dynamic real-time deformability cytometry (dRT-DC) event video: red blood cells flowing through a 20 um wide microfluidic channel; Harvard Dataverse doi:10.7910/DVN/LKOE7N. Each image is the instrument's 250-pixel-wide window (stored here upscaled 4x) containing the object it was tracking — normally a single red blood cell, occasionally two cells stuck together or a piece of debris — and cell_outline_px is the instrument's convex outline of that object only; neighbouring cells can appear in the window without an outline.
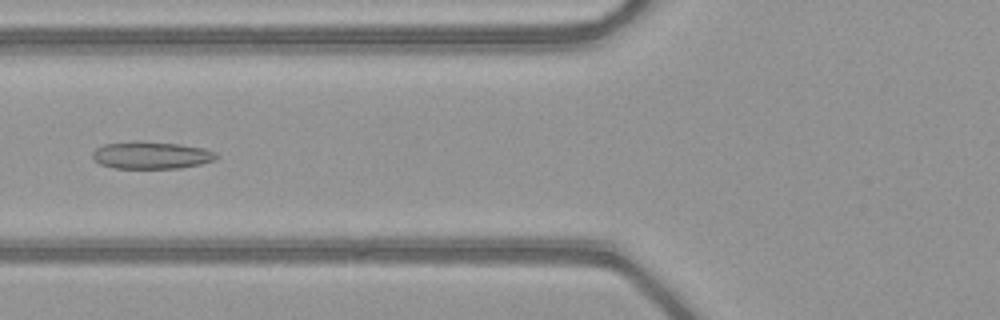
{"species": "common noctule bat (a hibernating species)", "species_latin": "Nyctalus noctula", "temperature_condition": "warm", "stored_images_in_passage": 47, "camera_frame_rate_fps": 3000, "um_per_image_px": 0.085, "animal": {"sex": "female", "body_mass_g": 21.9}, "frame": {"image": 1, "passage_image": 17, "time_ms": 5.333, "image_size_px": [1000, 320], "cell_outline_px": [[220, 156], [216, 160], [200, 164], [180, 168], [116, 168], [100, 164], [92, 160], [92, 152], [96, 148], [104, 144], [132, 140], [140, 140], [180, 144], [204, 148], [216, 152]], "centroid_in_image_um": [12.86, 13.18], "position_along_channel_um": 112.9, "area_um2": 20.11}}
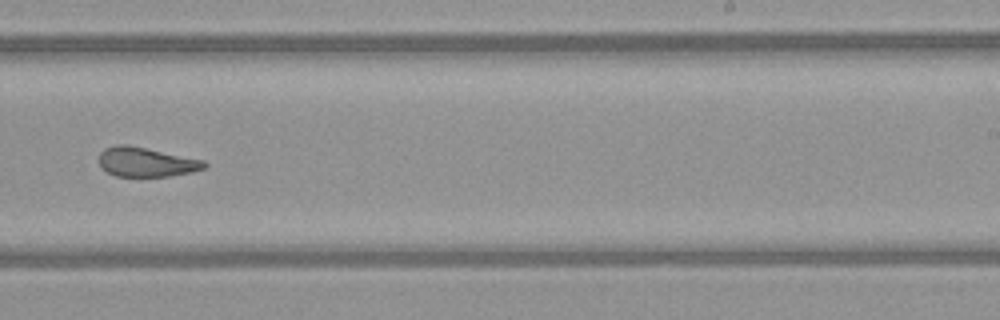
{"frame": {"image": 2, "passage_image": 29, "time_ms": 9.333, "image_size_px": [1000, 320], "cell_outline_px": [[208, 164], [204, 168], [192, 172], [168, 176], [116, 176], [100, 168], [100, 152], [104, 148], [116, 144], [128, 144], [204, 160]], "centroid_in_image_um": [12.41, 13.76], "position_along_channel_um": 276.6, "area_um2": 18.09}}
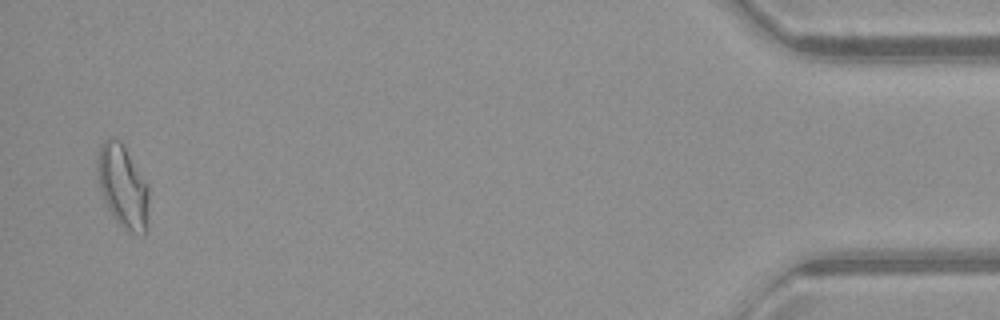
{"frame": {"image": 3, "passage_image": 46, "time_ms": 15.0, "image_size_px": [1000, 320], "cell_outline_px": [[148, 232], [144, 236], [128, 232], [116, 220], [104, 204], [96, 176], [96, 160], [100, 144], [104, 140], [112, 136], [120, 140], [148, 184]], "centroid_in_image_um": [10.42, 15.86], "position_along_channel_um": 424.8, "area_um2": 25.55}, "authors_computed_cell_mechanics": {"area_um2": 20.519, "velocity_mm_per_s": 4.0782, "shape_relaxation_time_tau1_ms": null, "shape_relaxation_time_tau2_ms": 1.0529, "deformation_change_tau1": null, "deformation_change_tau2": 0.0783}}